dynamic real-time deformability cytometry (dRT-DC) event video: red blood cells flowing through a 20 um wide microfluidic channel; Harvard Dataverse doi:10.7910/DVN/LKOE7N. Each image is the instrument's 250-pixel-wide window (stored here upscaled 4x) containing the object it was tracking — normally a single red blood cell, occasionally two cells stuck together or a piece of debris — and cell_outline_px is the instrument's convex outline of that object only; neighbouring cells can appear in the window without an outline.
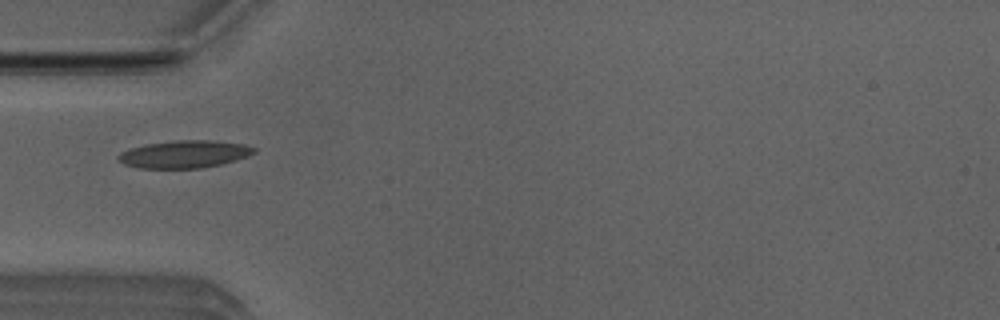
{"species": "Egyptian fruit bat (a non-hibernating species)", "species_latin": "Rousettus aegyptiacus", "temperature_condition": "room temperature", "stored_images_in_passage": 4, "camera_frame_rate_fps": 3000, "um_per_image_px": 0.085, "animal": {"sex": "male"}, "frame": {"image": 1, "passage_image": 4, "time_ms": 1.0, "image_size_px": [1000, 320], "cell_outline_px": [[256, 152], [248, 156], [220, 164], [200, 168], [140, 168], [124, 164], [116, 160], [116, 156], [120, 152], [144, 144], [176, 140], [212, 140], [244, 144], [256, 148]], "centroid_in_image_um": [15.64, 13.1], "position_along_channel_um": 69.4, "area_um2": 21.79}}